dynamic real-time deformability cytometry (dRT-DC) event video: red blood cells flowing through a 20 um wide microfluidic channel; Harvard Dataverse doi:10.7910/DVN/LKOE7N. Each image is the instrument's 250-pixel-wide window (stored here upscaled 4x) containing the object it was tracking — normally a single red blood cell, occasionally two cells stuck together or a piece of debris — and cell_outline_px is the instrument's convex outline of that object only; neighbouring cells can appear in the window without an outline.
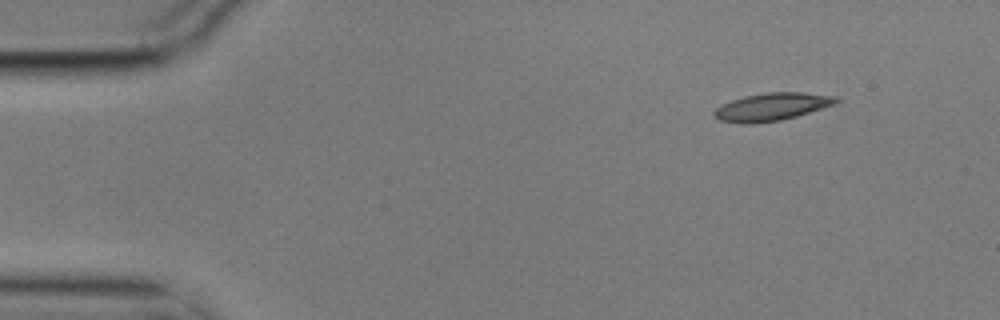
{"species": "common noctule bat (a hibernating species)", "species_latin": "Nyctalus noctula", "temperature_condition": "cold", "stored_images_in_passage": 3, "camera_frame_rate_fps": 3000, "um_per_image_px": 0.085, "animal": {"sex": "male", "body_mass_g": 17.9}, "frame": {"image": 1, "passage_image": 1, "time_ms": 0.0, "image_size_px": [1000, 320], "cell_outline_px": [[840, 100], [836, 104], [796, 116], [780, 120], [752, 124], [744, 124], [720, 120], [712, 116], [712, 112], [720, 104], [744, 96], [768, 92], [804, 92], [836, 96]], "centroid_in_image_um": [65.58, 9.07], "position_along_channel_um": 19.4, "area_um2": 19.83}}
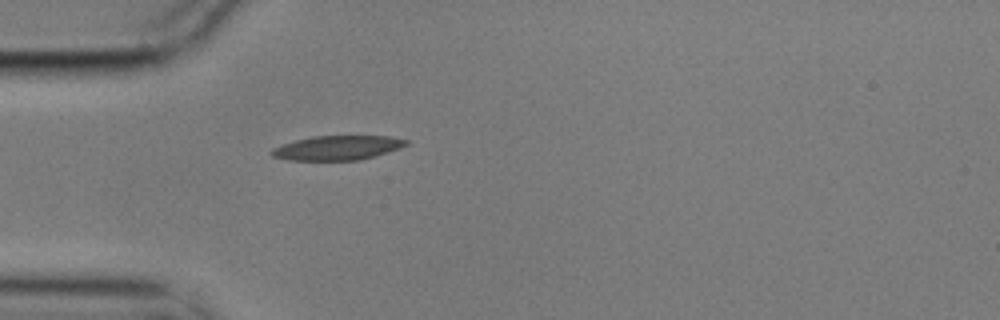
{"frame": {"image": 2, "passage_image": 3, "time_ms": 0.667, "image_size_px": [1000, 320], "cell_outline_px": [[408, 144], [400, 148], [376, 156], [360, 160], [288, 160], [272, 156], [268, 152], [272, 148], [296, 140], [312, 136], [392, 136], [408, 140]], "centroid_in_image_um": [28.69, 12.56], "position_along_channel_um": 56.3, "area_um2": 19.19}}